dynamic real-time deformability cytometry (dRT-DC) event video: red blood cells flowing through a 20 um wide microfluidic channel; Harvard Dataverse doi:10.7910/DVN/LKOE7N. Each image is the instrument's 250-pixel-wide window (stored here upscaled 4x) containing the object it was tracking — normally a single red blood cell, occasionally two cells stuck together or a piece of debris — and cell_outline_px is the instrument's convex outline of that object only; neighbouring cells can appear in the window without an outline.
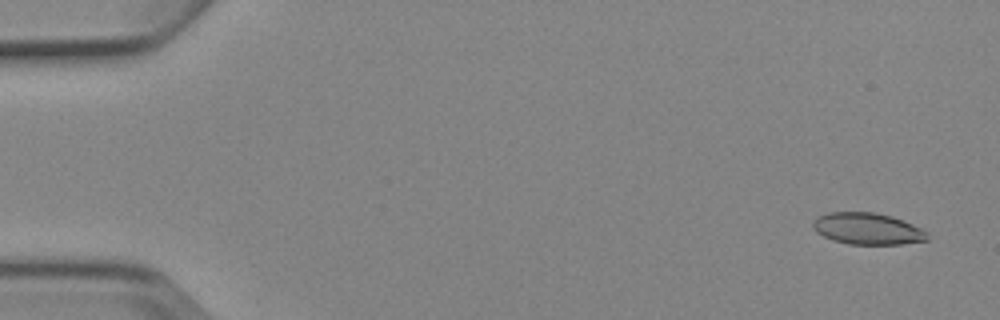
{"species": "Egyptian fruit bat (a non-hibernating species)", "species_latin": "Rousettus aegyptiacus", "temperature_condition": "cold", "stored_images_in_passage": 5, "camera_frame_rate_fps": 3000, "um_per_image_px": 0.085, "animal": {"sex": "female"}, "frame": {"image": 1, "passage_image": 1, "time_ms": 0.0, "image_size_px": [1000, 320], "cell_outline_px": [[928, 240], [900, 244], [848, 244], [832, 240], [816, 232], [812, 228], [812, 220], [816, 216], [828, 212], [876, 212], [892, 216], [912, 224], [928, 232]], "centroid_in_image_um": [73.7, 19.43], "position_along_channel_um": 11.3, "area_um2": 21.27}}
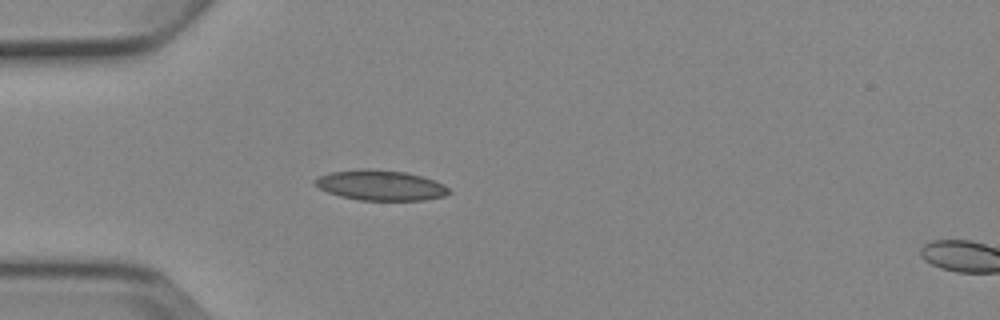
{"frame": {"image": 2, "passage_image": 4, "time_ms": 4.333, "image_size_px": [1000, 320], "cell_outline_px": [[452, 192], [444, 196], [424, 200], [360, 200], [340, 196], [328, 192], [312, 184], [312, 180], [328, 172], [360, 168], [368, 168], [404, 172], [436, 180], [444, 184]], "centroid_in_image_um": [32.32, 15.74], "position_along_channel_um": 52.7, "area_um2": 23.81}}